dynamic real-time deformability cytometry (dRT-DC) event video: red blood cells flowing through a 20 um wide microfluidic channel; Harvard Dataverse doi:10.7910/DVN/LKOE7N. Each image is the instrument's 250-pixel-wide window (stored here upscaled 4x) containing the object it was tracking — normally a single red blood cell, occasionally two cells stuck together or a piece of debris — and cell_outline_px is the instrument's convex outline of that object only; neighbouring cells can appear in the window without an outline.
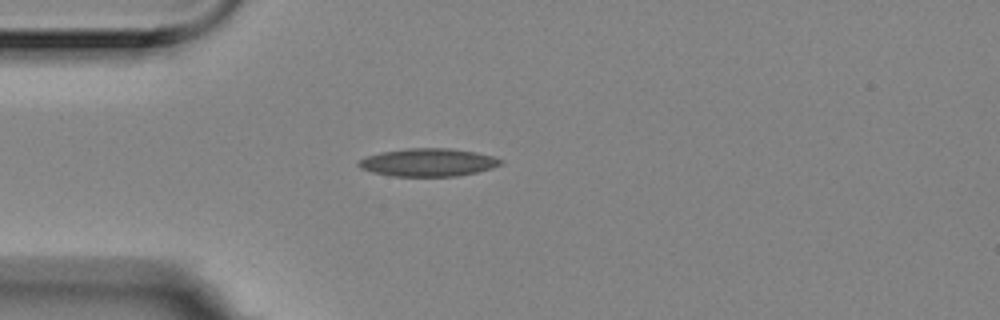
{"species": "Egyptian fruit bat (a non-hibernating species)", "species_latin": "Rousettus aegyptiacus", "temperature_condition": "room temperature", "stored_images_in_passage": 3, "camera_frame_rate_fps": 3000, "um_per_image_px": 0.085, "animal": {"sex": "female"}, "frame": {"image": 1, "passage_image": 1, "time_ms": 0.0, "image_size_px": [1000, 320], "cell_outline_px": [[504, 164], [492, 168], [476, 172], [456, 176], [392, 176], [372, 172], [360, 168], [356, 164], [360, 160], [368, 156], [380, 152], [408, 148], [448, 148], [476, 152], [492, 156], [504, 160]], "centroid_in_image_um": [36.41, 13.8], "position_along_channel_um": 48.6, "area_um2": 23.12}}